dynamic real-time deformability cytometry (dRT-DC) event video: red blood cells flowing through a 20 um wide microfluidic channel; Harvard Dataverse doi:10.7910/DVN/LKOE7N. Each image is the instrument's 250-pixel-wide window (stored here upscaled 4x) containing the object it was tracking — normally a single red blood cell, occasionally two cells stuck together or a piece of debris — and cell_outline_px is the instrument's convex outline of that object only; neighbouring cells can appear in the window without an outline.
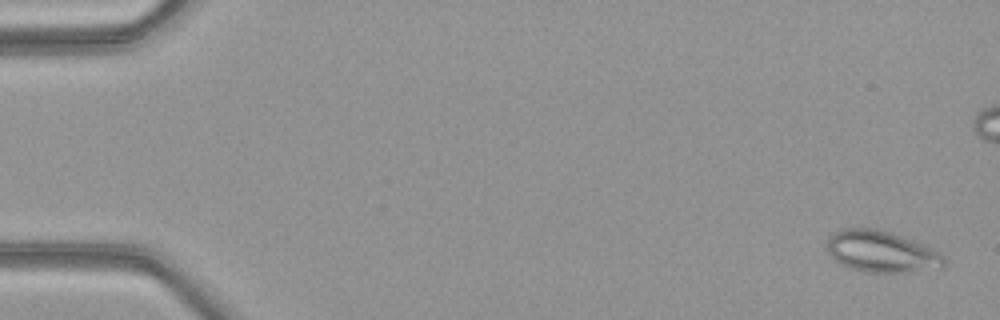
{"species": "common noctule bat (a hibernating species)", "species_latin": "Nyctalus noctula", "temperature_condition": "warm", "stored_images_in_passage": 52, "camera_frame_rate_fps": 3000, "um_per_image_px": 0.085, "animal": {"sex": "female", "body_mass_g": 21.9}, "frame": {"image": 1, "passage_image": 2, "time_ms": 0.333, "image_size_px": [1000, 320], "cell_outline_px": [[944, 268], [904, 272], [864, 272], [840, 264], [828, 252], [828, 236], [844, 228], [876, 228], [892, 232], [924, 244], [932, 248], [944, 256]], "centroid_in_image_um": [74.94, 21.38], "position_along_channel_um": 10.1, "area_um2": 28.26}}
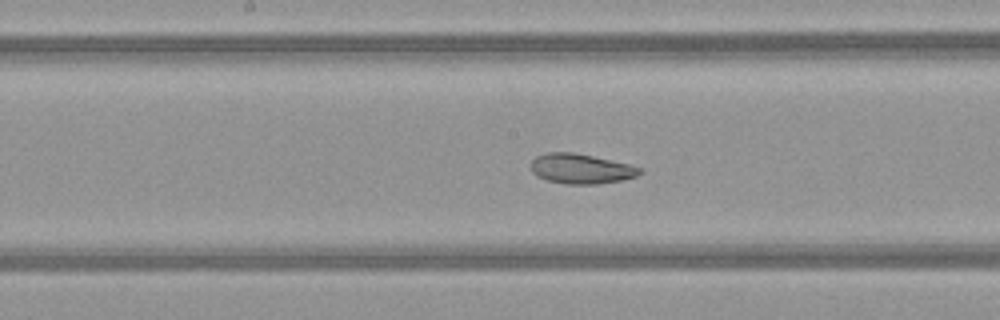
{"frame": {"image": 2, "passage_image": 27, "time_ms": 8.667, "image_size_px": [1000, 320], "cell_outline_px": [[644, 172], [636, 176], [620, 180], [596, 184], [568, 184], [548, 180], [536, 176], [532, 172], [528, 164], [536, 156], [548, 152], [572, 152], [592, 156], [628, 164], [640, 168]], "centroid_in_image_um": [49.33, 14.34], "position_along_channel_um": 198.9, "area_um2": 18.9}}
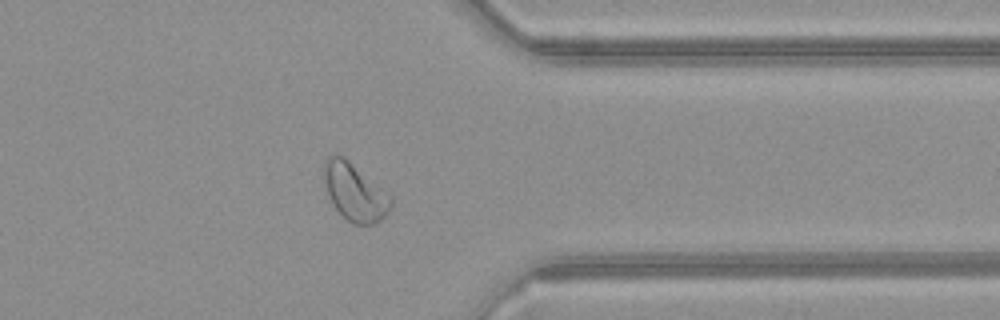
{"frame": {"image": 3, "passage_image": 41, "time_ms": 13.333, "image_size_px": [1000, 320], "cell_outline_px": [[392, 204], [388, 212], [376, 224], [352, 224], [332, 204], [328, 196], [324, 176], [324, 160], [328, 156], [344, 156], [392, 196]], "centroid_in_image_um": [30.17, 16.33], "position_along_channel_um": 381.2, "area_um2": 22.2}, "authors_computed_cell_mechanics": {"area_um2": 24.8251, "velocity_mm_per_s": 4.0832, "shape_relaxation_time_tau1_ms": null, "shape_relaxation_time_tau2_ms": 1.7941, "deformation_change_tau1": null, "deformation_change_tau2": 0.0686}}